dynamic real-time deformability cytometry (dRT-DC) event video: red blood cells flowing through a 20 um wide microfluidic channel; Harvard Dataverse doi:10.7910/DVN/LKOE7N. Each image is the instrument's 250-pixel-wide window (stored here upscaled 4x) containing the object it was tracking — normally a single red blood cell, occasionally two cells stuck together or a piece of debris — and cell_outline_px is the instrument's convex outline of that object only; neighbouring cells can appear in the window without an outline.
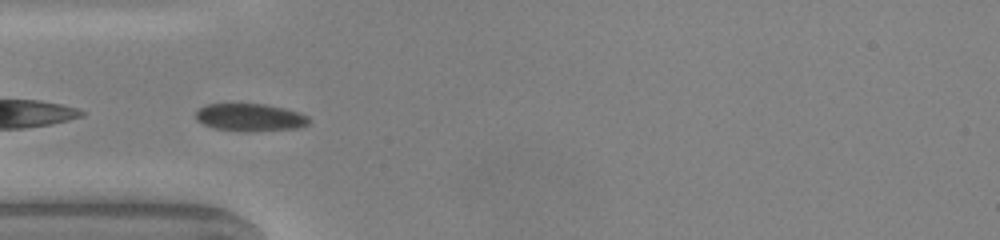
{"species": "common noctule bat (a hibernating species)", "species_latin": "Nyctalus noctula", "temperature_condition": "warm", "stored_images_in_passage": 35, "camera_frame_rate_fps": 3000, "um_per_image_px": 0.085, "animal": {"sex": "male", "body_mass_g": 20.0, "forearm_length_mm": 53.3}, "frame": {"image": 1, "passage_image": 2, "time_ms": 0.333, "image_size_px": [1000, 240], "cell_outline_px": [[308, 124], [300, 128], [244, 132], [212, 128], [196, 120], [196, 112], [200, 108], [208, 104], [264, 104], [284, 108], [308, 116]], "centroid_in_image_um": [21.24, 9.99], "position_along_channel_um": 63.8, "area_um2": 18.15}}
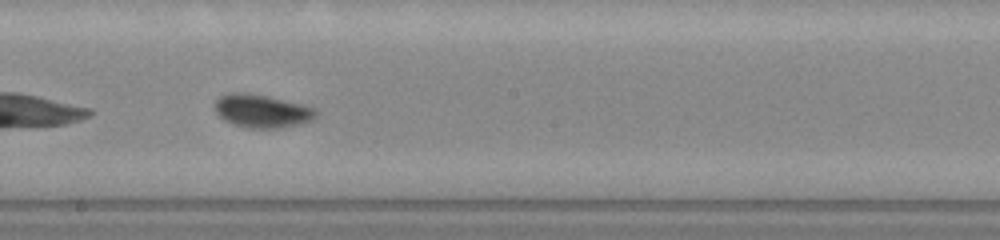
{"frame": {"image": 2, "passage_image": 14, "time_ms": 4.333, "image_size_px": [1000, 240], "cell_outline_px": [[316, 116], [308, 120], [296, 124], [276, 128], [252, 128], [236, 124], [224, 120], [216, 112], [216, 100], [220, 96], [232, 92], [236, 92], [264, 96], [304, 104], [316, 108]], "centroid_in_image_um": [22.26, 9.43], "position_along_channel_um": 225.9, "area_um2": 18.9}}
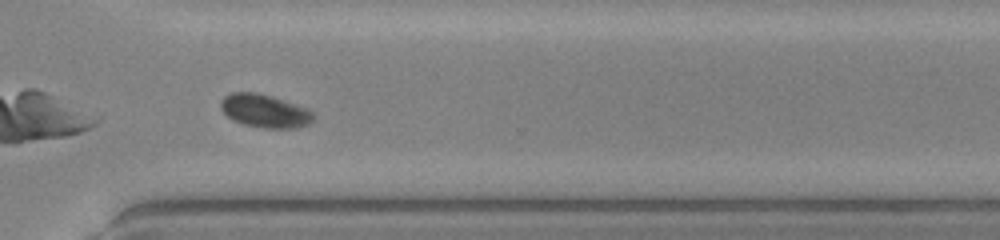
{"frame": {"image": 3, "passage_image": 23, "time_ms": 7.333, "image_size_px": [1000, 240], "cell_outline_px": [[316, 116], [308, 124], [296, 128], [264, 128], [244, 124], [232, 120], [220, 108], [220, 100], [224, 96], [232, 92], [256, 92], [272, 96], [308, 108]], "centroid_in_image_um": [22.5, 9.42], "position_along_channel_um": 348.1, "area_um2": 18.03}, "authors_computed_cell_mechanics": {"area_um2": 18.3804, "velocity_mm_per_s": 4.0526, "shape_relaxation_time_tau1_ms": 3.47, "shape_relaxation_time_tau2_ms": null, "deformation_change_tau1": 0.1078, "deformation_change_tau2": null}}